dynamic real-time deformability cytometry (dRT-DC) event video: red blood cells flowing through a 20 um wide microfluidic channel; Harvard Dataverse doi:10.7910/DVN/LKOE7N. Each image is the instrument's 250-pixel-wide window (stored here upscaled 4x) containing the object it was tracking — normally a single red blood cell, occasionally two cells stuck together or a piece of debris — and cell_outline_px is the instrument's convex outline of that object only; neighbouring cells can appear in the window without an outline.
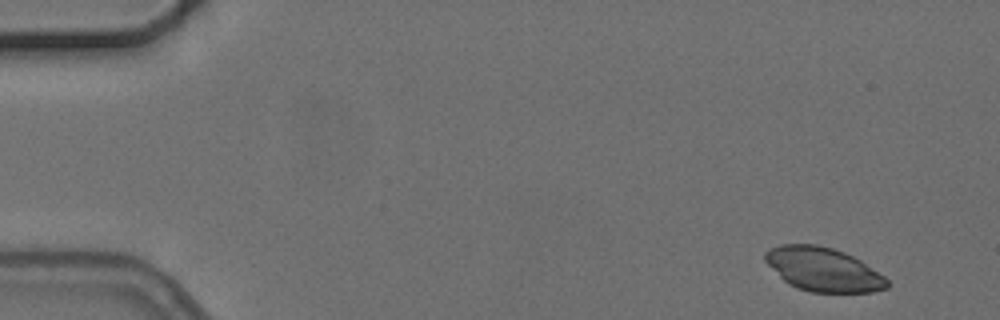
{"species": "common noctule bat (a hibernating species)", "species_latin": "Nyctalus noctula", "temperature_condition": "cold", "stored_images_in_passage": 5, "camera_frame_rate_fps": 3000, "um_per_image_px": 0.085, "animal": {"sex": "female", "body_mass_g": 24.6, "forearm_length_mm": 56.2}, "frame": {"image": 1, "passage_image": 1, "time_ms": 0.0, "image_size_px": [1000, 320], "cell_outline_px": [[888, 288], [872, 292], [812, 292], [796, 288], [788, 284], [764, 260], [764, 252], [768, 248], [780, 244], [816, 244], [832, 248], [844, 252], [860, 260], [884, 276], [888, 280]], "centroid_in_image_um": [69.95, 22.89], "position_along_channel_um": 15.0, "area_um2": 31.1}}